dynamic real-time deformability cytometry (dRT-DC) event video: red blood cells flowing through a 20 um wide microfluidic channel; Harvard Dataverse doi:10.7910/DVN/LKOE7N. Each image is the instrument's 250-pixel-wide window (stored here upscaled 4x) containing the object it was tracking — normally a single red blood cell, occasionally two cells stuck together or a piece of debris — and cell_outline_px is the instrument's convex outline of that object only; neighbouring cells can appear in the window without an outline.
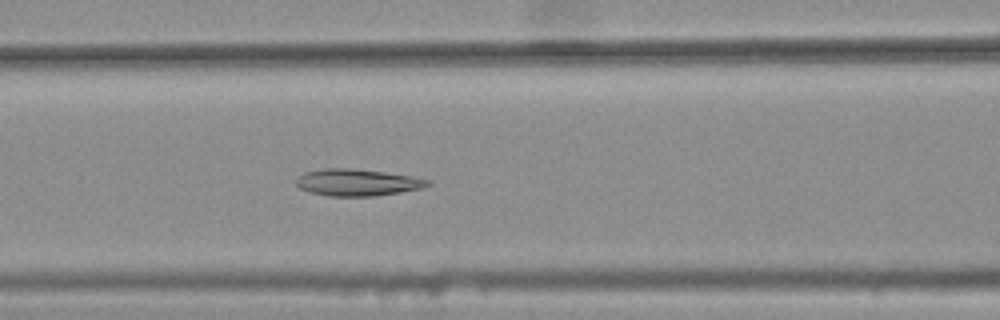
{"species": "common noctule bat (a hibernating species)", "species_latin": "Nyctalus noctula", "temperature_condition": "warm", "stored_images_in_passage": 45, "camera_frame_rate_fps": 3000, "um_per_image_px": 0.085, "animal": {"sex": "female", "body_mass_g": 25.1}, "frame": {"image": 1, "passage_image": 22, "time_ms": 7.0, "image_size_px": [1000, 320], "cell_outline_px": [[432, 184], [424, 188], [376, 196], [328, 196], [312, 192], [300, 188], [296, 184], [296, 176], [304, 172], [324, 168], [352, 168], [384, 172], [412, 176], [432, 180]], "centroid_in_image_um": [30.4, 15.5], "position_along_channel_um": 136.2, "area_um2": 20.75}}
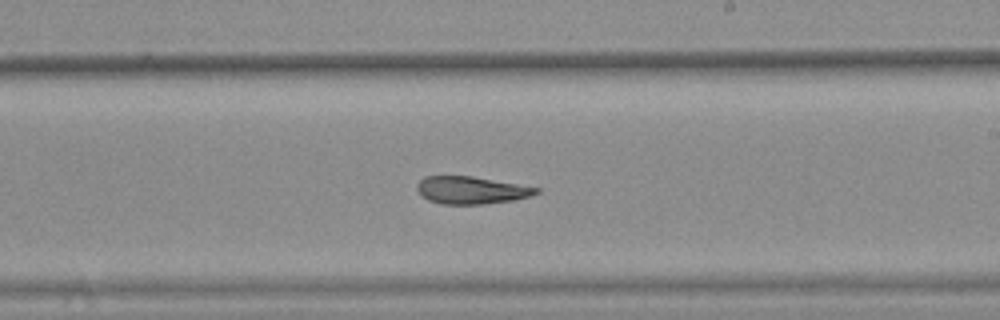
{"frame": {"image": 2, "passage_image": 31, "time_ms": 10.0, "image_size_px": [1000, 320], "cell_outline_px": [[540, 192], [532, 196], [512, 200], [484, 204], [444, 204], [428, 200], [420, 196], [416, 188], [416, 184], [424, 176], [472, 176], [540, 188]], "centroid_in_image_um": [40.03, 16.16], "position_along_channel_um": 249.0, "area_um2": 19.13}}
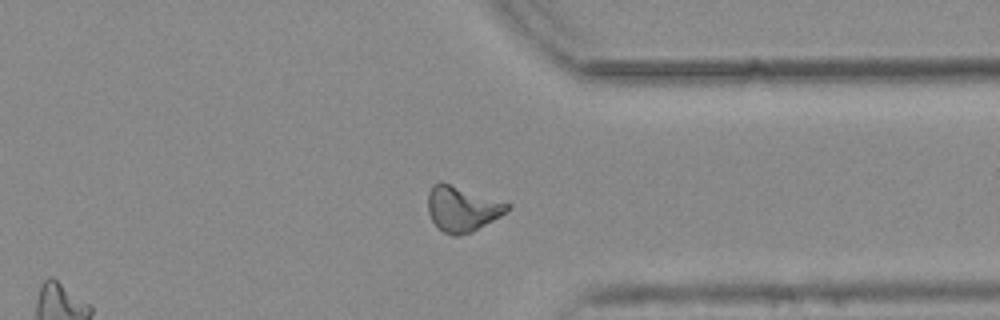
{"frame": {"image": 3, "passage_image": 41, "time_ms": 13.333, "image_size_px": [1000, 320], "cell_outline_px": [[512, 204], [500, 216], [472, 232], [456, 236], [452, 236], [444, 232], [432, 220], [428, 212], [428, 192], [432, 184], [440, 180]], "centroid_in_image_um": [39.25, 17.72], "position_along_channel_um": 372.1, "area_um2": 20.92}, "authors_computed_cell_mechanics": {"area_um2": 20.5768, "velocity_mm_per_s": 3.7665, "shape_relaxation_time_tau1_ms": null, "shape_relaxation_time_tau2_ms": 10.5262, "deformation_change_tau1": null, "deformation_change_tau2": 0.1905}}